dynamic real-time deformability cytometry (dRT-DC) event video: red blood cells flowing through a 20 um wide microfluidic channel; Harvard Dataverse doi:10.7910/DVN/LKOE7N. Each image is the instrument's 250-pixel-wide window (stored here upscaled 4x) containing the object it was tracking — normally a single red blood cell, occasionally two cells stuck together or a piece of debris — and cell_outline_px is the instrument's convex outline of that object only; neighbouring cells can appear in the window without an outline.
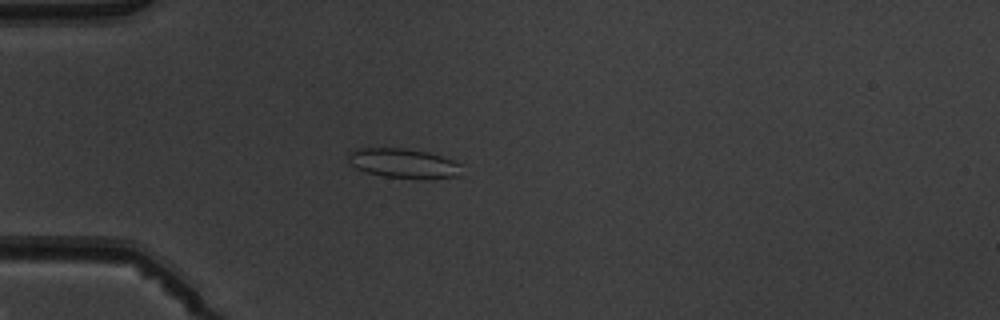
{"species": "common noctule bat (a hibernating species)", "species_latin": "Nyctalus noctula", "temperature_condition": "warm", "stored_images_in_passage": 3, "camera_frame_rate_fps": 3000, "um_per_image_px": 0.085, "animal": {"sex": "male", "body_mass_g": 19.5, "forearm_length_mm": 54.6}, "frame": {"image": 1, "passage_image": 2, "time_ms": 1.0, "image_size_px": [1000, 320], "cell_outline_px": [[460, 176], [384, 176], [368, 172], [356, 168], [348, 164], [348, 152], [360, 148], [404, 148], [428, 152], [452, 160], [460, 164]], "centroid_in_image_um": [34.19, 13.82], "position_along_channel_um": 50.8, "area_um2": 18.61}}